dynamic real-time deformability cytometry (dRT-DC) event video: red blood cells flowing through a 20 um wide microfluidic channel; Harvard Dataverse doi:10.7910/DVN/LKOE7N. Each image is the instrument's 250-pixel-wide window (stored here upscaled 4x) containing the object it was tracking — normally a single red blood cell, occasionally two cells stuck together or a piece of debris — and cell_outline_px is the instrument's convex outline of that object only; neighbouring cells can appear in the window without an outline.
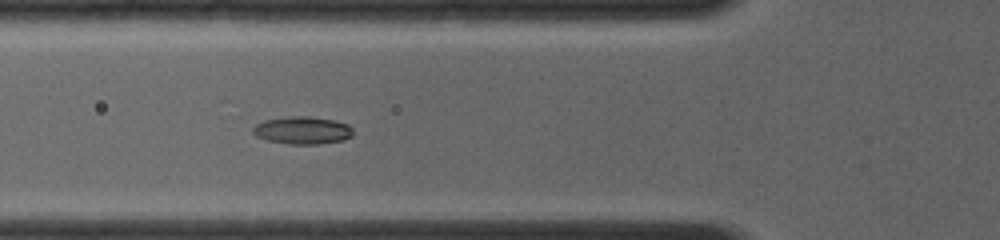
{"species": "common noctule bat (a hibernating species)", "species_latin": "Nyctalus noctula", "temperature_condition": "room temperature", "stored_images_in_passage": 14, "camera_frame_rate_fps": 4000, "um_per_image_px": 0.085, "animal": {"sex": "female", "body_mass_g": 19.0, "forearm_length_mm": 56.7}, "frame": {"image": 1, "passage_image": 14, "time_ms": 4.75, "image_size_px": [1000, 240], "cell_outline_px": [[352, 136], [344, 140], [320, 144], [288, 144], [268, 140], [256, 136], [252, 132], [252, 128], [256, 124], [264, 120], [288, 116], [308, 116], [332, 120], [348, 124], [352, 128]], "centroid_in_image_um": [25.7, 11.08], "position_along_channel_um": 100.1, "area_um2": 16.13}}